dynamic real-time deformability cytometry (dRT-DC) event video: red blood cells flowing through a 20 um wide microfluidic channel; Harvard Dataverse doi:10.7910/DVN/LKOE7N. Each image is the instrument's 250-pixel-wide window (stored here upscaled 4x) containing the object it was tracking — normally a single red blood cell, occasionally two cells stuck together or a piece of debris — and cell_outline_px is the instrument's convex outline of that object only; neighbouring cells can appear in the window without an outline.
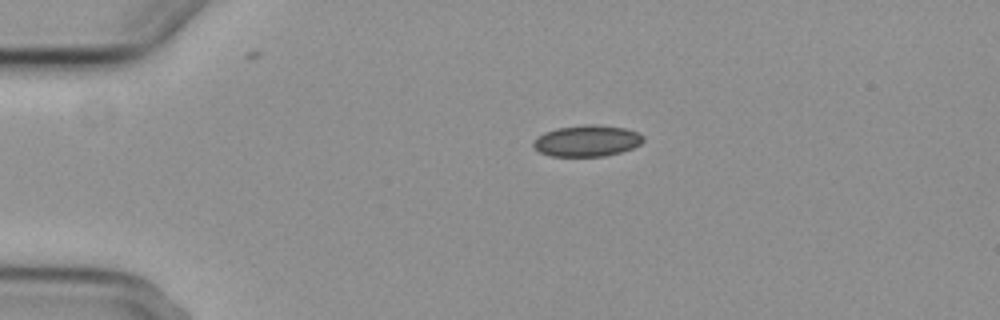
{"species": "common noctule bat (a hibernating species)", "species_latin": "Nyctalus noctula", "temperature_condition": "cold", "stored_images_in_passage": 3, "camera_frame_rate_fps": 3000, "um_per_image_px": 0.085, "animal": {"sex": "female", "body_mass_g": 29.2, "forearm_length_mm": 56.3}, "frame": {"image": 1, "passage_image": 1, "time_ms": 0.0, "image_size_px": [1000, 320], "cell_outline_px": [[644, 140], [640, 144], [632, 148], [620, 152], [604, 156], [552, 156], [540, 152], [532, 144], [532, 140], [536, 136], [544, 132], [556, 128], [584, 124], [596, 124], [624, 128], [640, 132], [644, 136]], "centroid_in_image_um": [49.89, 11.95], "position_along_channel_um": 35.1, "area_um2": 20.23}}
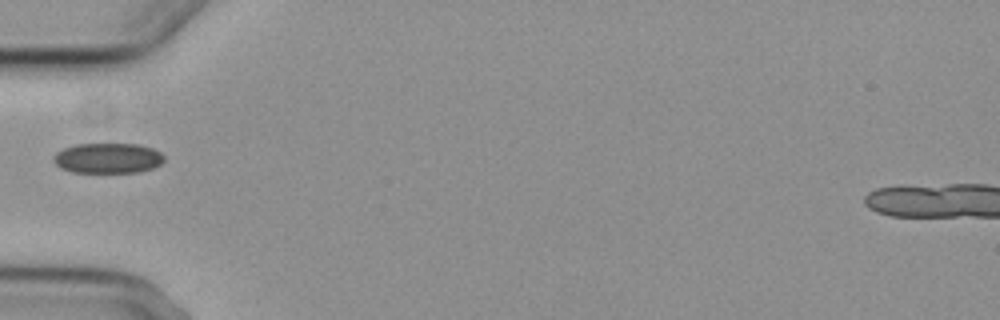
{"frame": {"image": 2, "passage_image": 3, "time_ms": 2.333, "image_size_px": [1000, 320], "cell_outline_px": [[164, 160], [160, 164], [152, 168], [140, 172], [72, 172], [60, 168], [52, 160], [52, 156], [56, 152], [64, 148], [76, 144], [140, 144], [152, 148], [160, 152], [164, 156]], "centroid_in_image_um": [9.15, 13.44], "position_along_channel_um": 75.9, "area_um2": 19.59}}